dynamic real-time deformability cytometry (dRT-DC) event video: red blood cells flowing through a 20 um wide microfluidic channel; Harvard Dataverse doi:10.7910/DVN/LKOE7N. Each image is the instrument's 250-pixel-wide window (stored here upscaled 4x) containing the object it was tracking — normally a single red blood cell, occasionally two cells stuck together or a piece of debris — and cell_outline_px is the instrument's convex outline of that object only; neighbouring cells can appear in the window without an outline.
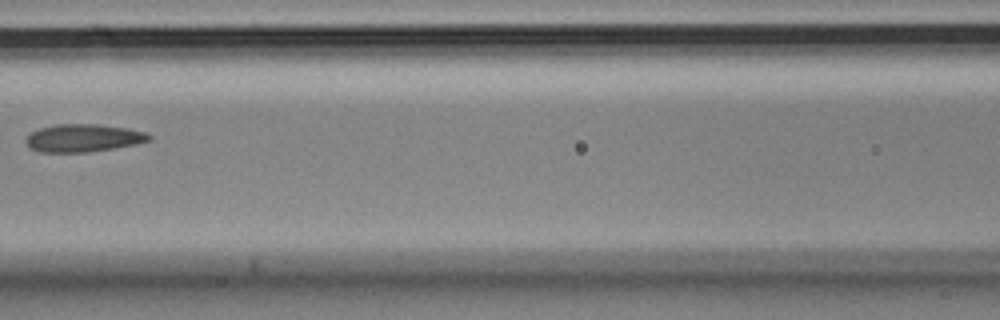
{"species": "Egyptian fruit bat (a non-hibernating species)", "species_latin": "Rousettus aegyptiacus", "temperature_condition": "cold", "stored_images_in_passage": 7, "camera_frame_rate_fps": 3000, "um_per_image_px": 0.085, "animal": {"sex": "male"}, "frame": {"image": 1, "passage_image": 7, "time_ms": 2.0, "image_size_px": [1000, 320], "cell_outline_px": [[152, 140], [136, 144], [88, 152], [40, 152], [32, 148], [24, 140], [32, 132], [40, 128], [56, 124], [96, 124], [128, 128], [148, 132], [152, 136]], "centroid_in_image_um": [7.13, 11.72], "position_along_channel_um": 159.5, "area_um2": 19.88}}